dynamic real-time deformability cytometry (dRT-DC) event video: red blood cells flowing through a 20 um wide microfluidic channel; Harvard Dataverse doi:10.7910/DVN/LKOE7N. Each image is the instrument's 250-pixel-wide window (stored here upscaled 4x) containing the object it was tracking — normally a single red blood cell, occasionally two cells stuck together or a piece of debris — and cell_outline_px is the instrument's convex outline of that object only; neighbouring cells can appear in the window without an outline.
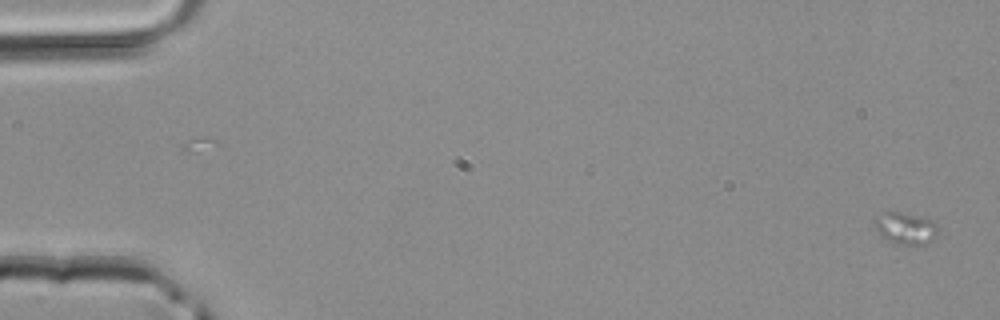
{"species": "common noctule bat (a hibernating species)", "species_latin": "Nyctalus noctula", "temperature_condition": "room temperature", "stored_images_in_passage": 13, "camera_frame_rate_fps": 3000, "um_per_image_px": 0.085, "animal": {"sex": "male", "body_mass_g": 20.4}, "frame": {"image": 1, "passage_image": 1, "time_ms": 0.0, "image_size_px": [1000, 320], "cell_outline_px": [[936, 236], [928, 244], [904, 244], [884, 240], [876, 232], [872, 224], [876, 216], [884, 212], [900, 212], [920, 216], [936, 220]], "centroid_in_image_um": [76.93, 19.39], "position_along_channel_um": 8.1, "area_um2": 12.02}}